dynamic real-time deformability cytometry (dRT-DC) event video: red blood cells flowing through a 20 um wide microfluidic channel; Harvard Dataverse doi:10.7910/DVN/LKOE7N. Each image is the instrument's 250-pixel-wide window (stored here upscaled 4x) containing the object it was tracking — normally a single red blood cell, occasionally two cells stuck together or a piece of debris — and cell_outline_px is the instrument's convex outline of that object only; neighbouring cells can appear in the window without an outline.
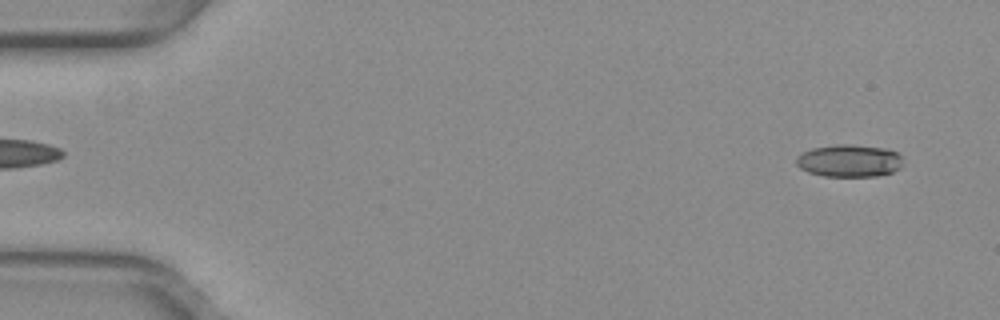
{"species": "common noctule bat (a hibernating species)", "species_latin": "Nyctalus noctula", "temperature_condition": "warm", "stored_images_in_passage": 52, "camera_frame_rate_fps": 3000, "um_per_image_px": 0.085, "animal": {"sex": "female", "body_mass_g": 29.2, "forearm_length_mm": 56.3}, "frame": {"image": 1, "passage_image": 3, "time_ms": 0.667, "image_size_px": [1000, 320], "cell_outline_px": [[900, 168], [892, 172], [876, 176], [824, 176], [808, 172], [800, 168], [796, 164], [796, 156], [800, 152], [812, 148], [836, 144], [852, 144], [884, 148], [896, 152], [900, 156]], "centroid_in_image_um": [72.12, 13.65], "position_along_channel_um": 12.9, "area_um2": 20.17}}
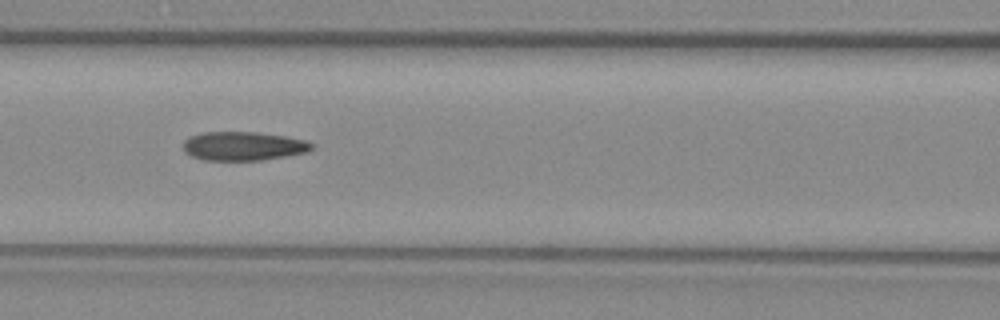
{"frame": {"image": 2, "passage_image": 23, "time_ms": 7.333, "image_size_px": [1000, 320], "cell_outline_px": [[312, 148], [308, 152], [260, 160], [204, 160], [192, 156], [184, 152], [184, 140], [188, 136], [204, 132], [256, 132], [288, 136], [304, 140], [312, 144]], "centroid_in_image_um": [20.65, 12.41], "position_along_channel_um": 145.9, "area_um2": 21.56}}
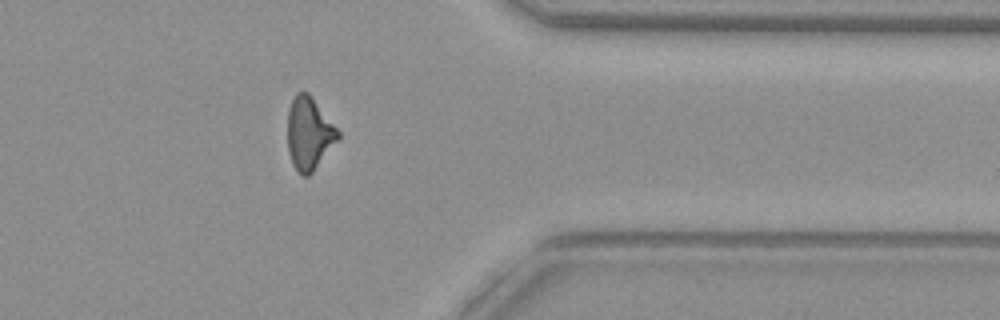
{"frame": {"image": 3, "passage_image": 42, "time_ms": 13.667, "image_size_px": [1000, 320], "cell_outline_px": [[340, 136], [312, 172], [308, 176], [304, 176], [292, 164], [288, 152], [288, 108], [296, 92], [308, 92], [340, 132]], "centroid_in_image_um": [26.25, 11.32], "position_along_channel_um": 385.2, "area_um2": 20.92}, "authors_computed_cell_mechanics": {"area_um2": 21.5305, "velocity_mm_per_s": 3.9929, "shape_relaxation_time_tau1_ms": null, "shape_relaxation_time_tau2_ms": 2.5855, "deformation_change_tau1": null, "deformation_change_tau2": 0.0998}}